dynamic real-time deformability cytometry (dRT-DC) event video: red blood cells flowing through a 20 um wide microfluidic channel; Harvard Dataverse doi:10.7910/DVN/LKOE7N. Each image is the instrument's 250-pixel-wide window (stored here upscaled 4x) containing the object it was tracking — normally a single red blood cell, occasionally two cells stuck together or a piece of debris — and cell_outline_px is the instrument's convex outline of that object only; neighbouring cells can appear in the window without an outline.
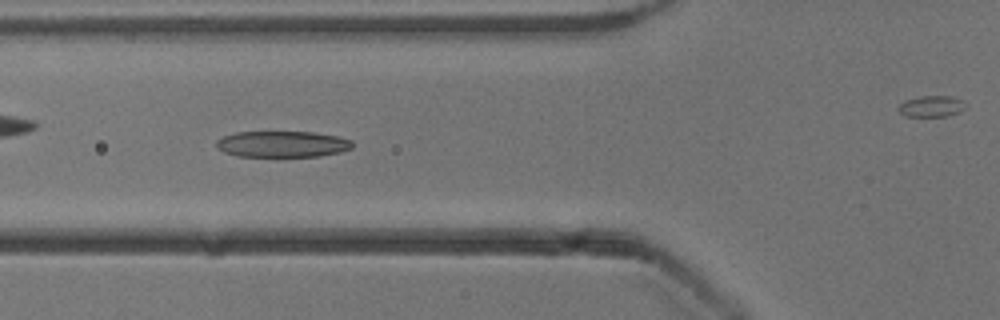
{"species": "common noctule bat (a hibernating species)", "species_latin": "Nyctalus noctula", "temperature_condition": "cold", "stored_images_in_passage": 35, "camera_frame_rate_fps": 3000, "um_per_image_px": 0.085, "animal": {"sex": "male", "body_mass_g": 13.3}, "frame": {"image": 1, "passage_image": 10, "time_ms": 3.0, "image_size_px": [1000, 320], "cell_outline_px": [[352, 148], [340, 152], [320, 156], [236, 156], [224, 152], [216, 148], [216, 140], [224, 136], [236, 132], [312, 132], [340, 136], [352, 140]], "centroid_in_image_um": [24.0, 12.25], "position_along_channel_um": 101.8, "area_um2": 20.81}}
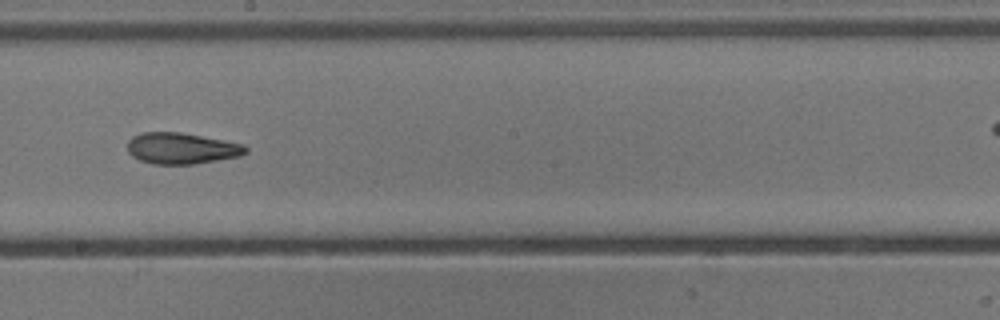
{"frame": {"image": 2, "passage_image": 20, "time_ms": 6.333, "image_size_px": [1000, 320], "cell_outline_px": [[248, 152], [240, 156], [192, 164], [152, 164], [140, 160], [132, 156], [128, 152], [128, 140], [132, 136], [144, 132], [180, 132], [224, 140], [244, 144], [248, 148]], "centroid_in_image_um": [15.43, 12.6], "position_along_channel_um": 232.8, "area_um2": 21.5}}
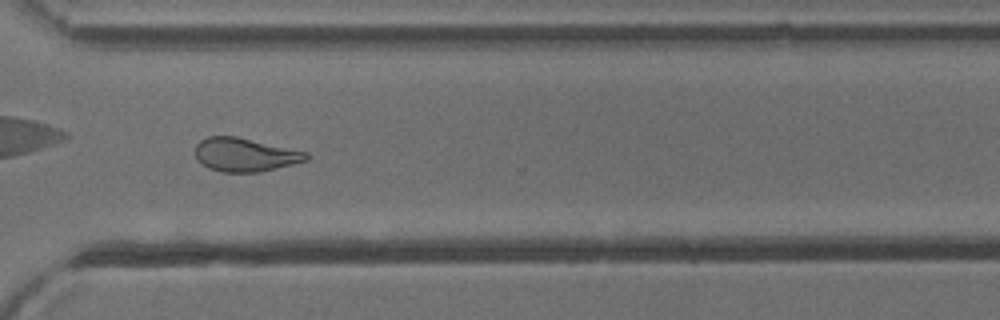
{"frame": {"image": 3, "passage_image": 29, "time_ms": 9.333, "image_size_px": [1000, 320], "cell_outline_px": [[308, 160], [260, 172], [224, 172], [208, 168], [200, 164], [196, 160], [196, 144], [200, 140], [208, 136], [236, 136], [308, 152]], "centroid_in_image_um": [20.79, 13.15], "position_along_channel_um": 349.8, "area_um2": 21.73}}